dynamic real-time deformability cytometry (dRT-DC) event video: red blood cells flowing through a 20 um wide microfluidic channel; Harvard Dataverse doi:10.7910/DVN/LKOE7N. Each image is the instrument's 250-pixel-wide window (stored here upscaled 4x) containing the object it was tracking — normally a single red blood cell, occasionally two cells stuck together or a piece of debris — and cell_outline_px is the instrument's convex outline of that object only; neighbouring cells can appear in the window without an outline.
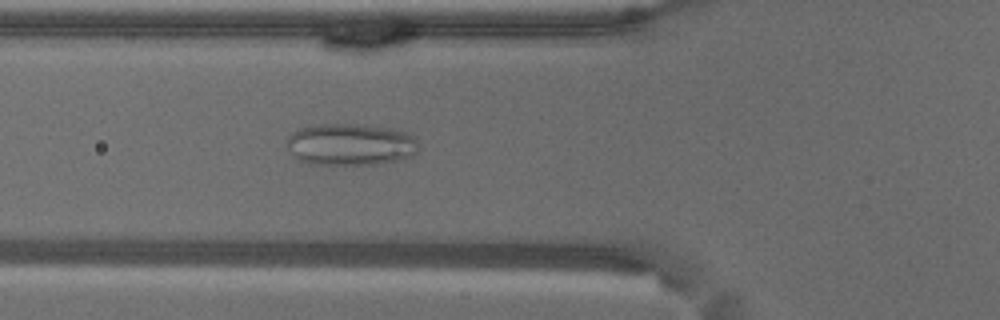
{"species": "common noctule bat (a hibernating species)", "species_latin": "Nyctalus noctula", "temperature_condition": "warm", "stored_images_in_passage": 45, "segment_of_instrument_passage": [1, 2], "camera_frame_rate_fps": 3000, "um_per_image_px": 0.085, "animal": {"sex": "male", "body_mass_g": 18.8}, "frame": {"image": 1, "passage_image": 7, "time_ms": 2.0, "image_size_px": [1000, 320], "cell_outline_px": [[420, 148], [412, 156], [404, 160], [376, 164], [312, 164], [300, 160], [284, 144], [284, 140], [292, 132], [300, 128], [324, 124], [356, 124], [392, 128], [408, 132], [420, 144]], "centroid_in_image_um": [29.83, 12.28], "position_along_channel_um": 96.0, "area_um2": 32.48}}
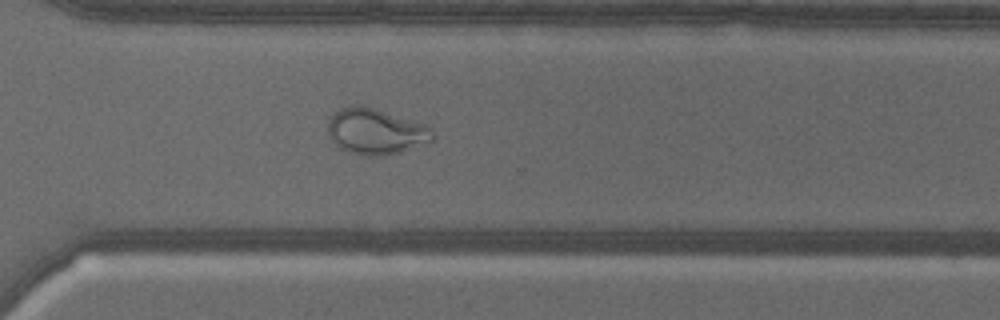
{"frame": {"image": 2, "passage_image": 28, "time_ms": 9.0, "image_size_px": [1000, 320], "cell_outline_px": [[436, 136], [432, 140], [400, 152], [384, 156], [368, 156], [352, 152], [340, 148], [332, 140], [328, 132], [328, 120], [340, 108], [356, 104], [360, 104], [428, 124], [432, 128]], "centroid_in_image_um": [31.97, 11.16], "position_along_channel_um": 338.6, "area_um2": 28.03}}
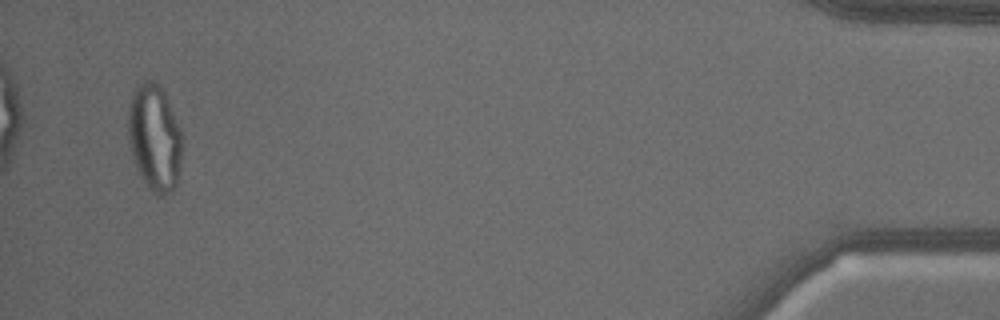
{"frame": {"image": 3, "passage_image": 42, "time_ms": 13.667, "image_size_px": [1000, 320], "cell_outline_px": [[180, 164], [176, 184], [172, 192], [164, 196], [156, 196], [148, 188], [136, 164], [128, 140], [128, 108], [132, 96], [136, 88], [144, 80], [152, 80], [160, 84], [164, 92], [180, 128]], "centroid_in_image_um": [13.13, 11.7], "position_along_channel_um": 422.1, "area_um2": 33.06}}